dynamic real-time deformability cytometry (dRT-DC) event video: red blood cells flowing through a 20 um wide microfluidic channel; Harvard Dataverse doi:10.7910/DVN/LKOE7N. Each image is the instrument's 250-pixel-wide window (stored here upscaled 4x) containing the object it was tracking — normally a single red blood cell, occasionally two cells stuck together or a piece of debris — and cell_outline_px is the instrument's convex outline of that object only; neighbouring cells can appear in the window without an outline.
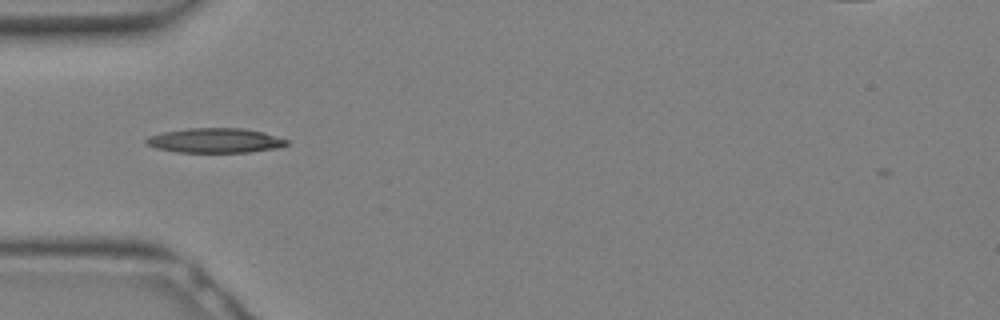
{"species": "Egyptian fruit bat (a non-hibernating species)", "species_latin": "Rousettus aegyptiacus", "temperature_condition": "warm", "stored_images_in_passage": 21, "camera_frame_rate_fps": 3000, "um_per_image_px": 0.085, "animal": {"sex": "female"}, "frame": {"image": 1, "passage_image": 1, "time_ms": 0.0, "image_size_px": [1000, 320], "cell_outline_px": [[288, 144], [280, 148], [248, 152], [176, 152], [156, 148], [148, 144], [144, 140], [148, 136], [164, 132], [188, 128], [244, 128], [264, 132], [288, 140]], "centroid_in_image_um": [18.32, 11.94], "position_along_channel_um": 66.7, "area_um2": 20.23}}
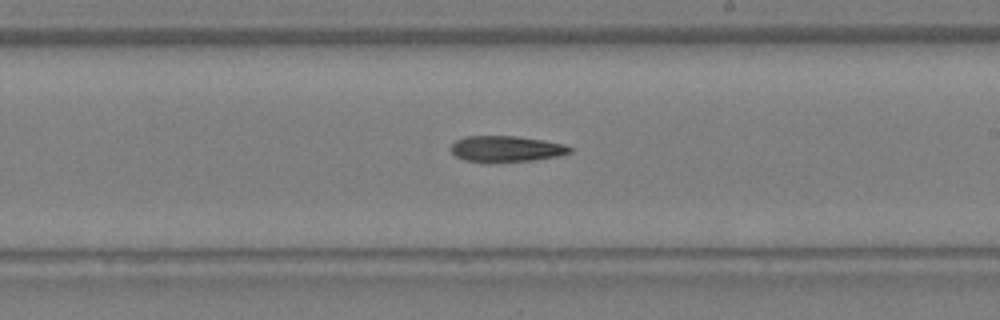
{"frame": {"image": 2, "passage_image": 9, "time_ms": 2.667, "image_size_px": [1000, 320], "cell_outline_px": [[572, 152], [560, 156], [536, 160], [464, 160], [456, 156], [452, 152], [452, 144], [456, 140], [464, 136], [516, 136], [544, 140], [564, 144], [572, 148]], "centroid_in_image_um": [43.09, 12.62], "position_along_channel_um": 245.9, "area_um2": 17.51}}
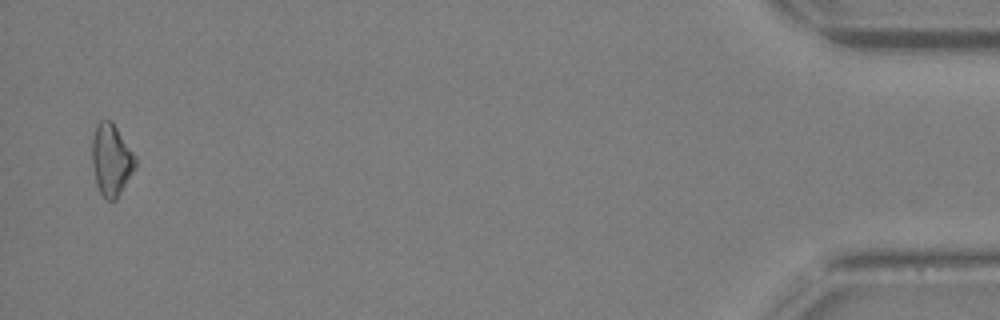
{"frame": {"image": 3, "passage_image": 21, "time_ms": 6.667, "image_size_px": [1000, 320], "cell_outline_px": [[136, 164], [132, 172], [116, 200], [108, 200], [100, 192], [96, 184], [92, 164], [92, 136], [96, 124], [100, 120], [112, 120], [136, 156]], "centroid_in_image_um": [9.44, 13.54], "position_along_channel_um": 425.8, "area_um2": 18.09}}